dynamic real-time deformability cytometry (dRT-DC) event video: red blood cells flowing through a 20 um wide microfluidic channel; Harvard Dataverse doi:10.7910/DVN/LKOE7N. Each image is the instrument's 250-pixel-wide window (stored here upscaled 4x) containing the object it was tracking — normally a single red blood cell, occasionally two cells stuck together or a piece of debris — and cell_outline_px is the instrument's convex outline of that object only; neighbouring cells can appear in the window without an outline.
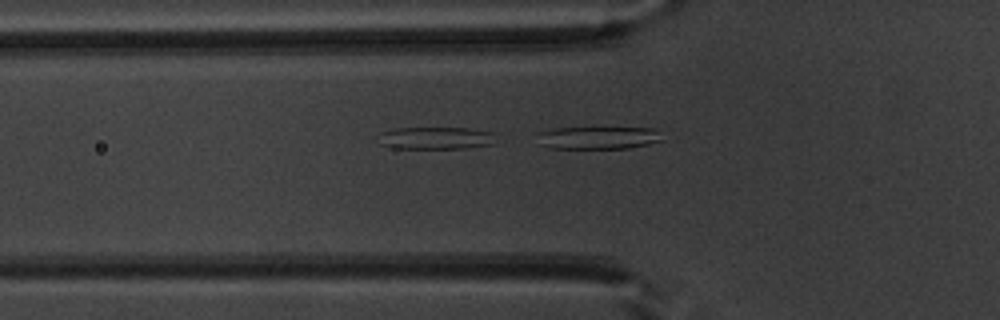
{"species": "common noctule bat (a hibernating species)", "species_latin": "Nyctalus noctula", "temperature_condition": "warm", "stored_images_in_passage": 3, "camera_frame_rate_fps": 3000, "um_per_image_px": 0.085, "animal": {"sex": "male", "body_mass_g": 20.1, "forearm_length_mm": 53.5}, "frame": {"image": 1, "passage_image": 2, "time_ms": 0.333, "image_size_px": [1000, 320], "cell_outline_px": [[496, 144], [468, 148], [392, 148], [380, 144], [380, 132], [396, 128], [468, 128], [492, 132]], "centroid_in_image_um": [37.06, 11.74], "position_along_channel_um": 88.7, "area_um2": 15.32}}